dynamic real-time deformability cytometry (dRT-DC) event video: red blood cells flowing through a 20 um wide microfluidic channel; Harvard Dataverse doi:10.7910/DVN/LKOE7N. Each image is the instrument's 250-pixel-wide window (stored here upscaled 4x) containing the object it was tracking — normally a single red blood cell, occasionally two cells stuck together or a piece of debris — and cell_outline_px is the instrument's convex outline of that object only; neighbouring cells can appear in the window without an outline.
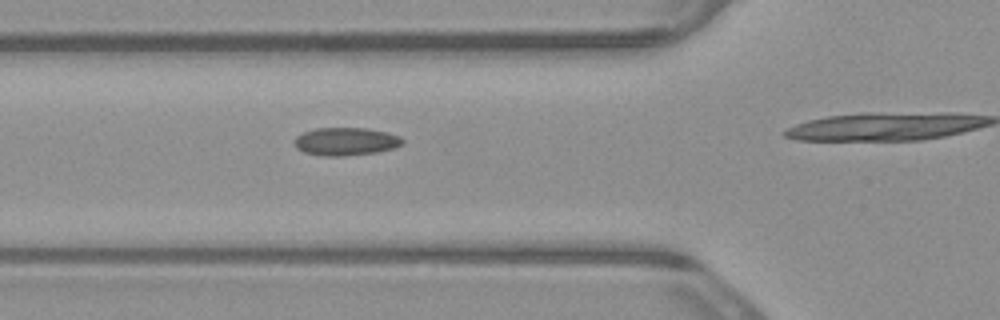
{"species": "common noctule bat (a hibernating species)", "species_latin": "Nyctalus noctula", "temperature_condition": "warm", "stored_images_in_passage": 3, "camera_frame_rate_fps": 3000, "um_per_image_px": 0.085, "animal": {"sex": "male", "body_mass_g": 23.1, "forearm_length_mm": 52.7}, "frame": {"image": 1, "passage_image": 3, "time_ms": 0.667, "image_size_px": [1000, 320], "cell_outline_px": [[404, 144], [392, 148], [376, 152], [344, 156], [320, 156], [304, 152], [296, 148], [292, 140], [296, 136], [304, 132], [316, 128], [368, 128], [388, 132], [400, 136], [404, 140]], "centroid_in_image_um": [29.38, 12.02], "position_along_channel_um": 96.4, "area_um2": 17.8}}